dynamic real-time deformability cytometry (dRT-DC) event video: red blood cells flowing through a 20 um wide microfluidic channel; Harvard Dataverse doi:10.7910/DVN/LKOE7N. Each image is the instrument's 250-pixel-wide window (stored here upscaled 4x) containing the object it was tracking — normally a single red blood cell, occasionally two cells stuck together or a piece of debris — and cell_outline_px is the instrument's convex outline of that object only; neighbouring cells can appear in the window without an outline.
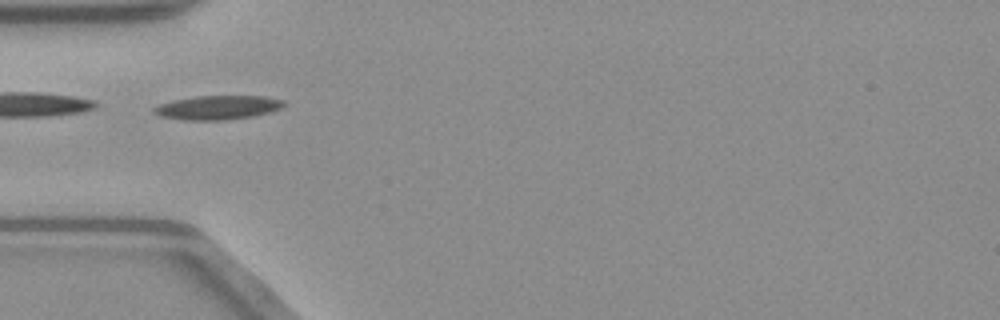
{"species": "common noctule bat (a hibernating species)", "species_latin": "Nyctalus noctula", "temperature_condition": "warm", "stored_images_in_passage": 36, "camera_frame_rate_fps": 3000, "um_per_image_px": 0.085, "animal": {"sex": "male", "body_mass_g": 23.1, "forearm_length_mm": 52.7}, "frame": {"image": 1, "passage_image": 1, "time_ms": 0.0, "image_size_px": [1000, 320], "cell_outline_px": [[288, 104], [280, 108], [268, 112], [252, 116], [224, 120], [184, 120], [160, 116], [152, 112], [152, 108], [160, 104], [172, 100], [196, 96], [264, 96], [284, 100]], "centroid_in_image_um": [18.49, 9.13], "position_along_channel_um": 66.5, "area_um2": 18.21}}